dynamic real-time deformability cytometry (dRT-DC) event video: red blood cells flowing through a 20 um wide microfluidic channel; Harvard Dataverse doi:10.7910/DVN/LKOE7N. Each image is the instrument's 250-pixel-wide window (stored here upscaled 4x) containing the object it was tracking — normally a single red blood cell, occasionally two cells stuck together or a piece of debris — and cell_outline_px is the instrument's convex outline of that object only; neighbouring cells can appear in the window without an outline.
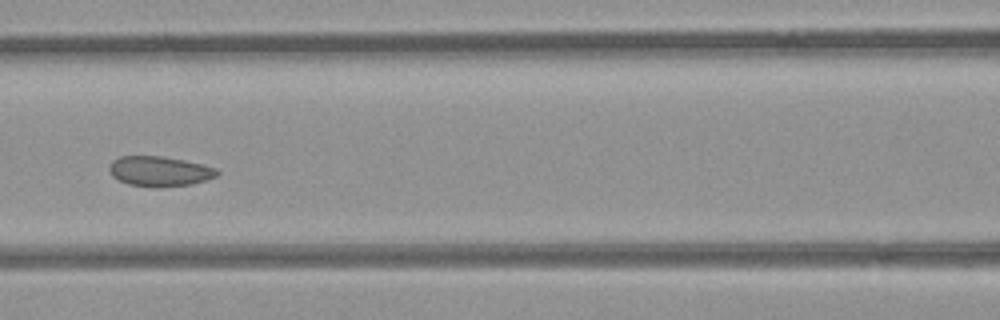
{"species": "common noctule bat (a hibernating species)", "species_latin": "Nyctalus noctula", "temperature_condition": "room temperature", "stored_images_in_passage": 6, "camera_frame_rate_fps": 3000, "um_per_image_px": 0.085, "animal": {"sex": "female", "body_mass_g": 21.9}, "frame": {"image": 1, "passage_image": 6, "time_ms": 5.667, "image_size_px": [1000, 320], "cell_outline_px": [[220, 172], [216, 176], [192, 184], [128, 184], [112, 176], [108, 168], [112, 160], [120, 156], [164, 156], [184, 160], [216, 168]], "centroid_in_image_um": [13.54, 14.5], "position_along_channel_um": 153.1, "area_um2": 17.98}}